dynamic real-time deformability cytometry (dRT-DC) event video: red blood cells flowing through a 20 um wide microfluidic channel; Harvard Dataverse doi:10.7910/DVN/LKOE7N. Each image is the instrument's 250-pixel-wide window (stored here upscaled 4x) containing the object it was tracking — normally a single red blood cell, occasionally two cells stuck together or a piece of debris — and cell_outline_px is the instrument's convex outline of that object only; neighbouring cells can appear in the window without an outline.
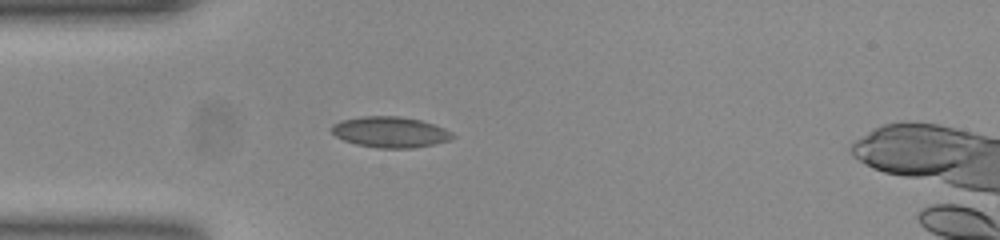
{"species": "common noctule bat (a hibernating species)", "species_latin": "Nyctalus noctula", "temperature_condition": "room temperature", "stored_images_in_passage": 40, "camera_frame_rate_fps": 3000, "um_per_image_px": 0.085, "animal": {"sex": "female", "body_mass_g": 23.0, "forearm_length_mm": 53.4}, "frame": {"image": 1, "passage_image": 1, "time_ms": 0.0, "image_size_px": [1000, 240], "cell_outline_px": [[456, 136], [452, 140], [436, 144], [412, 148], [376, 148], [356, 144], [344, 140], [336, 136], [332, 132], [332, 124], [340, 120], [364, 116], [400, 116], [420, 120], [444, 128], [452, 132]], "centroid_in_image_um": [33.19, 11.23], "position_along_channel_um": 51.8, "area_um2": 21.85}}
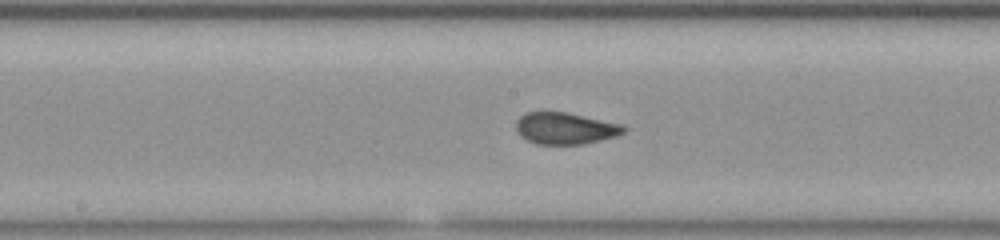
{"frame": {"image": 2, "passage_image": 13, "time_ms": 4.0, "image_size_px": [1000, 240], "cell_outline_px": [[628, 128], [624, 132], [616, 136], [584, 144], [536, 144], [520, 136], [516, 128], [516, 120], [524, 112], [568, 112], [620, 124]], "centroid_in_image_um": [48.02, 10.9], "position_along_channel_um": 200.2, "area_um2": 19.88}}
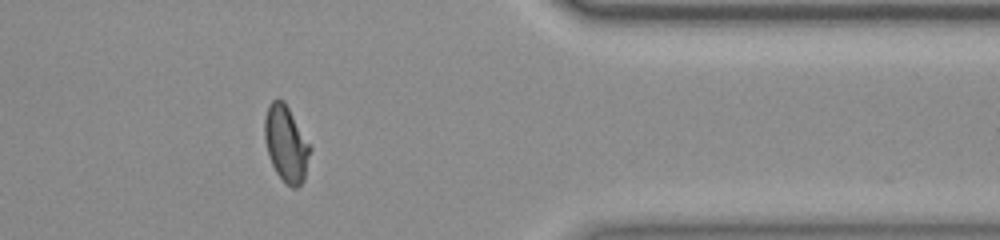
{"frame": {"image": 3, "passage_image": 29, "time_ms": 9.333, "image_size_px": [1000, 240], "cell_outline_px": [[312, 148], [304, 180], [296, 188], [292, 188], [276, 172], [268, 156], [264, 140], [264, 120], [268, 104], [276, 96], [284, 100]], "centroid_in_image_um": [24.31, 12.18], "position_along_channel_um": 387.1, "area_um2": 20.35}}